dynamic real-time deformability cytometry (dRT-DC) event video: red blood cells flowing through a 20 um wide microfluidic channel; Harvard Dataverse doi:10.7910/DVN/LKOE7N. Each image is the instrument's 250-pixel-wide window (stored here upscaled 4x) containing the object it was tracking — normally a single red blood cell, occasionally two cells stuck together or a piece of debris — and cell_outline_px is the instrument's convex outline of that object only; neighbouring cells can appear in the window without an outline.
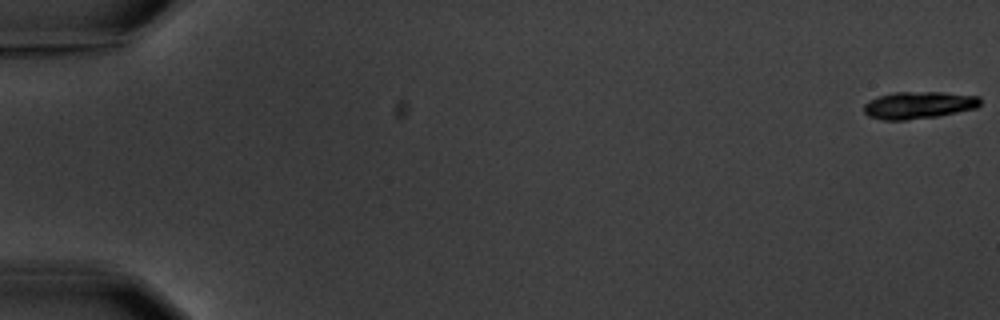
{"species": "common noctule bat (a hibernating species)", "species_latin": "Nyctalus noctula", "temperature_condition": "warm", "stored_images_in_passage": 4, "camera_frame_rate_fps": 3000, "um_per_image_px": 0.085, "animal": {"sex": "male", "body_mass_g": 20.1, "forearm_length_mm": 53.5}, "frame": {"image": 1, "passage_image": 1, "time_ms": 0.0, "image_size_px": [1000, 320], "cell_outline_px": [[980, 104], [976, 108], [936, 116], [904, 120], [884, 120], [868, 116], [864, 112], [864, 104], [868, 100], [880, 96], [896, 92], [940, 92], [980, 96]], "centroid_in_image_um": [78.07, 8.93], "position_along_channel_um": 6.9, "area_um2": 18.26}}